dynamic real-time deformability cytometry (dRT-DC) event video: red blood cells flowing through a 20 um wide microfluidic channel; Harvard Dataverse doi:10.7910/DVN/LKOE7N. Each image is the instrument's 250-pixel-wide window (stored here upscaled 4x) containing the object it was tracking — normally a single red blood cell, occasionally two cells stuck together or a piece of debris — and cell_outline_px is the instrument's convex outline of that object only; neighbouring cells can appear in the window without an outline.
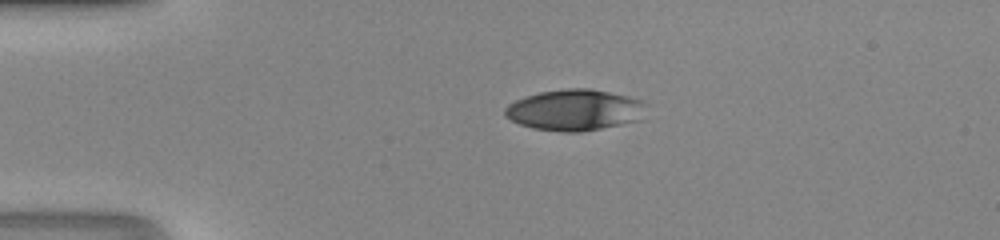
{"species": "human", "species_latin": "Homo sapiens", "temperature_condition": "room temperature", "stored_images_in_passage": 37, "camera_frame_rate_fps": 3000, "um_per_image_px": 0.085, "donor": {"sex": "male"}, "frame": {"image": 1, "passage_image": 1, "time_ms": 0.0, "image_size_px": [1000, 240], "cell_outline_px": [[644, 100], [640, 120], [580, 132], [564, 132], [532, 128], [520, 124], [504, 116], [504, 108], [508, 104], [524, 96], [540, 92], [564, 88], [588, 88], [628, 96]], "centroid_in_image_um": [48.79, 9.34], "position_along_channel_um": 36.2, "area_um2": 33.64}}
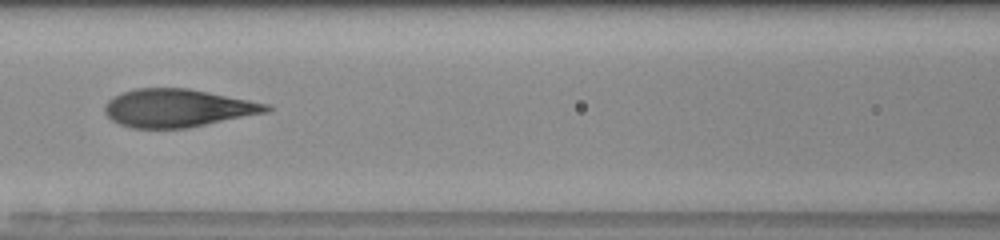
{"frame": {"image": 2, "passage_image": 12, "time_ms": 3.667, "image_size_px": [1000, 240], "cell_outline_px": [[272, 108], [268, 112], [188, 128], [132, 128], [120, 124], [112, 120], [104, 112], [104, 104], [112, 96], [136, 88], [188, 88], [268, 104]], "centroid_in_image_um": [15.07, 9.19], "position_along_channel_um": 151.5, "area_um2": 35.66}}
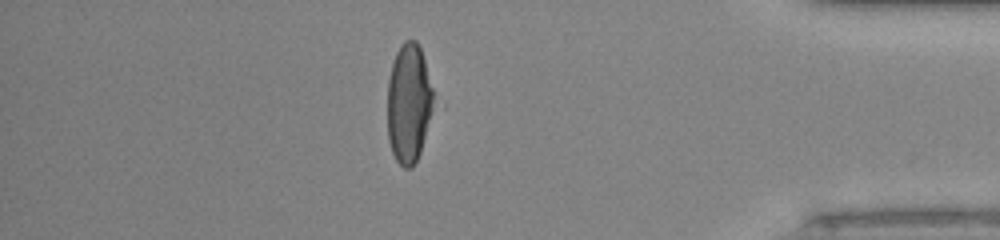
{"frame": {"image": 3, "passage_image": 31, "time_ms": 10.0, "image_size_px": [1000, 240], "cell_outline_px": [[436, 108], [420, 152], [412, 168], [404, 168], [396, 160], [392, 152], [388, 140], [388, 80], [392, 64], [396, 52], [400, 44], [404, 40], [416, 40], [420, 48], [424, 60], [432, 88], [436, 104]], "centroid_in_image_um": [34.77, 8.8], "position_along_channel_um": 400.4, "area_um2": 32.48}}